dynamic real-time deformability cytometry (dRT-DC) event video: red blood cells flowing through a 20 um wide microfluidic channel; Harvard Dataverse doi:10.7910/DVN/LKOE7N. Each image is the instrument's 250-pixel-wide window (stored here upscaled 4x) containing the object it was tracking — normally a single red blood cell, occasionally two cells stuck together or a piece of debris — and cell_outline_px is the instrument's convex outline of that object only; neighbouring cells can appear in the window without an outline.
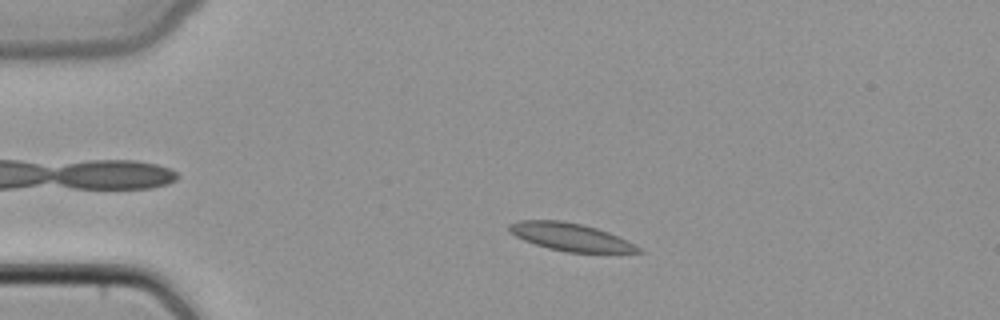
{"species": "common noctule bat (a hibernating species)", "species_latin": "Nyctalus noctula", "temperature_condition": "cold", "stored_images_in_passage": 39, "camera_frame_rate_fps": 3000, "um_per_image_px": 0.085, "animal": {"sex": "female", "body_mass_g": 22.7, "forearm_length_mm": 54.2}, "frame": {"image": 1, "passage_image": 1, "time_ms": 0.0, "image_size_px": [1000, 320], "cell_outline_px": [[644, 252], [568, 252], [548, 248], [524, 240], [508, 232], [508, 224], [520, 220], [560, 220], [580, 224], [596, 228], [608, 232], [640, 248]], "centroid_in_image_um": [48.41, 20.13], "position_along_channel_um": 36.6, "area_um2": 20.4}}
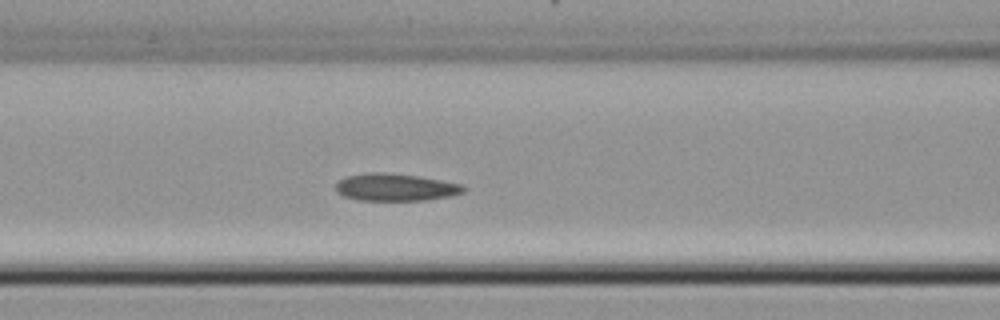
{"frame": {"image": 2, "passage_image": 11, "time_ms": 3.333, "image_size_px": [1000, 320], "cell_outline_px": [[468, 188], [464, 192], [452, 196], [424, 200], [360, 200], [344, 196], [336, 188], [336, 184], [344, 176], [368, 172], [388, 172], [420, 176], [464, 184]], "centroid_in_image_um": [33.69, 15.9], "position_along_channel_um": 132.9, "area_um2": 20.58}}
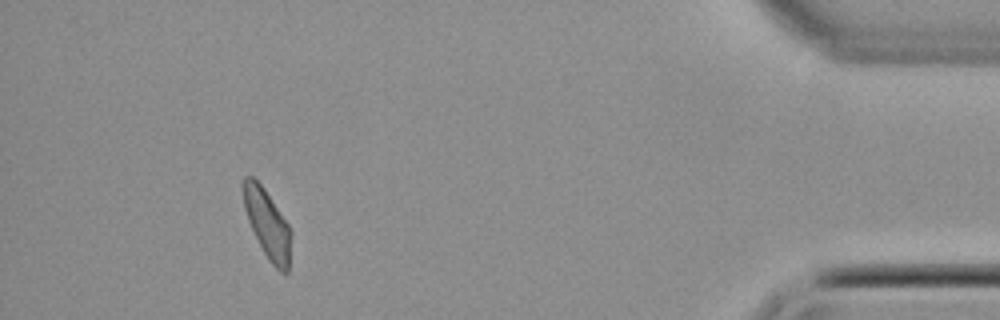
{"frame": {"image": 3, "passage_image": 35, "time_ms": 11.333, "image_size_px": [1000, 320], "cell_outline_px": [[292, 236], [288, 272], [280, 272], [268, 260], [248, 220], [244, 208], [240, 188], [240, 184], [244, 176], [252, 176], [264, 188], [288, 224], [292, 232]], "centroid_in_image_um": [22.7, 18.99], "position_along_channel_um": 412.5, "area_um2": 19.25}}